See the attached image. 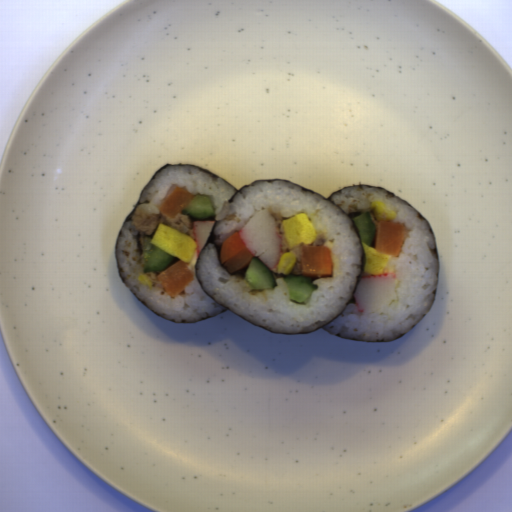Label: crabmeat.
<instances>
[{"mask_svg": "<svg viewBox=\"0 0 512 512\" xmlns=\"http://www.w3.org/2000/svg\"><path fill=\"white\" fill-rule=\"evenodd\" d=\"M240 238L253 255L269 269L281 260V242L269 211H257L240 229Z\"/></svg>", "mask_w": 512, "mask_h": 512, "instance_id": "f7934b28", "label": "crabmeat"}, {"mask_svg": "<svg viewBox=\"0 0 512 512\" xmlns=\"http://www.w3.org/2000/svg\"><path fill=\"white\" fill-rule=\"evenodd\" d=\"M397 275L391 272L361 277L353 295L359 313L385 311L397 299Z\"/></svg>", "mask_w": 512, "mask_h": 512, "instance_id": "ab03a17e", "label": "crabmeat"}, {"mask_svg": "<svg viewBox=\"0 0 512 512\" xmlns=\"http://www.w3.org/2000/svg\"><path fill=\"white\" fill-rule=\"evenodd\" d=\"M216 221L195 220L193 222L197 257L202 251Z\"/></svg>", "mask_w": 512, "mask_h": 512, "instance_id": "da637512", "label": "crabmeat"}]
</instances>
